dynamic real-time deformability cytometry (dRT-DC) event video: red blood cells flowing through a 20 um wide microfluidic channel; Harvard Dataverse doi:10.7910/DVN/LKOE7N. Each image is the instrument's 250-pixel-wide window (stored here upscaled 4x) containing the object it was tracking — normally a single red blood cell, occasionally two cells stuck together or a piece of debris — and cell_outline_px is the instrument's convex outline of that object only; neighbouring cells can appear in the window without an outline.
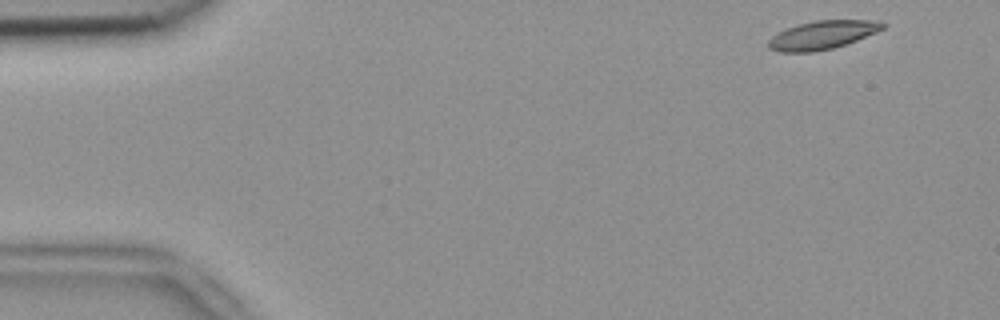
{"species": "common noctule bat (a hibernating species)", "species_latin": "Nyctalus noctula", "temperature_condition": "room temperature", "stored_images_in_passage": 50, "camera_frame_rate_fps": 3000, "um_per_image_px": 0.085, "animal": {"sex": "female", "body_mass_g": 18.4}, "frame": {"image": 1, "passage_image": 1, "time_ms": 0.0, "image_size_px": [1000, 320], "cell_outline_px": [[884, 28], [876, 32], [856, 40], [832, 48], [812, 52], [780, 52], [768, 48], [768, 40], [772, 36], [788, 28], [800, 24], [816, 20], [880, 20], [884, 24]], "centroid_in_image_um": [69.9, 2.97], "position_along_channel_um": 15.1, "area_um2": 18.67}}
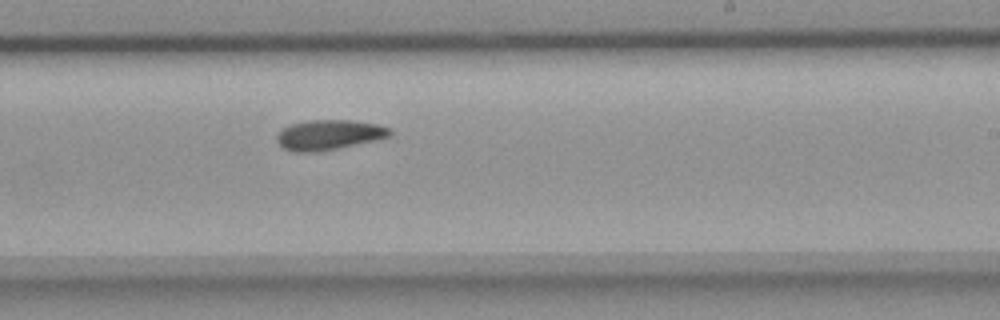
{"frame": {"image": 2, "passage_image": 29, "time_ms": 9.333, "image_size_px": [1000, 320], "cell_outline_px": [[392, 132], [388, 136], [376, 140], [340, 148], [312, 152], [292, 152], [284, 148], [276, 140], [276, 136], [284, 128], [292, 124], [308, 120], [348, 120], [380, 124], [392, 128]], "centroid_in_image_um": [27.99, 11.46], "position_along_channel_um": 261.0, "area_um2": 19.77}}
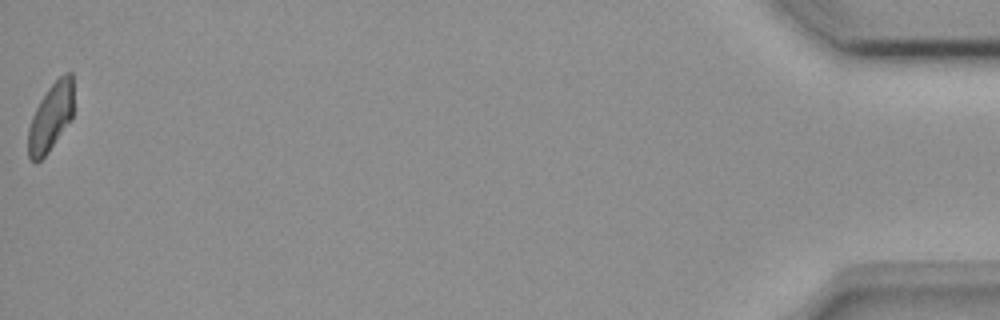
{"frame": {"image": 3, "passage_image": 50, "time_ms": 16.333, "image_size_px": [1000, 320], "cell_outline_px": [[72, 116], [48, 152], [36, 164], [28, 156], [28, 128], [32, 116], [40, 100], [48, 88], [64, 72], [72, 72]], "centroid_in_image_um": [4.28, 9.96], "position_along_channel_um": 430.9, "area_um2": 17.57}}